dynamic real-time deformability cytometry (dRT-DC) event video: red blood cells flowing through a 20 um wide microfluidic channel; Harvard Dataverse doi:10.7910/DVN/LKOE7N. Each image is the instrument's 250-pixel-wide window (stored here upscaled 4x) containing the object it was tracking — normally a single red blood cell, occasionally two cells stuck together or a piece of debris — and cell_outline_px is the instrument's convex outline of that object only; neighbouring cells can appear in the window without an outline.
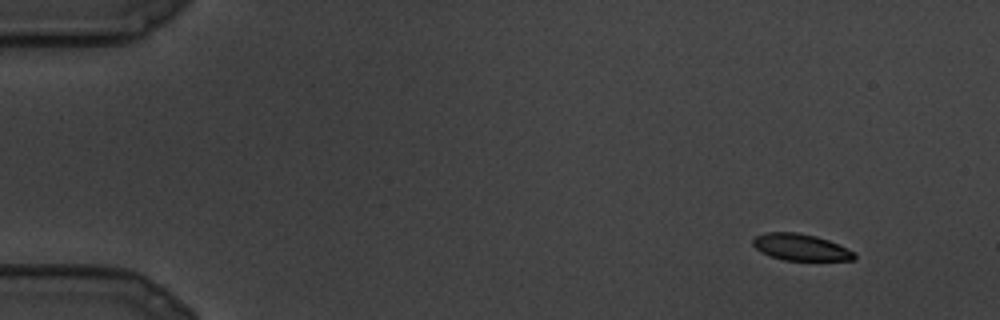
{"species": "common noctule bat (a hibernating species)", "species_latin": "Nyctalus noctula", "temperature_condition": "cold", "stored_images_in_passage": 9, "camera_frame_rate_fps": 3000, "um_per_image_px": 0.085, "animal": {"sex": "male", "body_mass_g": 19.5, "forearm_length_mm": 54.6}, "frame": {"image": 1, "passage_image": 1, "time_ms": 0.0, "image_size_px": [1000, 320], "cell_outline_px": [[856, 260], [784, 260], [760, 252], [752, 244], [752, 240], [756, 236], [764, 232], [796, 232], [816, 236], [828, 240], [856, 252]], "centroid_in_image_um": [68.06, 21.01], "position_along_channel_um": 16.9, "area_um2": 15.72}}